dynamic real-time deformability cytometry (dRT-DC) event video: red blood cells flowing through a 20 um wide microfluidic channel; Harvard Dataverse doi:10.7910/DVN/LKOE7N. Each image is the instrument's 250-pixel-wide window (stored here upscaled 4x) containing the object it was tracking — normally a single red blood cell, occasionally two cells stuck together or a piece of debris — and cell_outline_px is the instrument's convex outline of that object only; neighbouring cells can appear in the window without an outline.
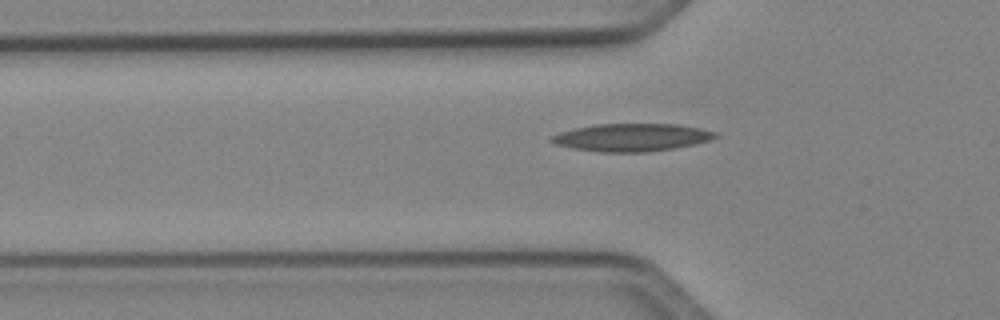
{"species": "Egyptian fruit bat (a non-hibernating species)", "species_latin": "Rousettus aegyptiacus", "temperature_condition": "cold", "stored_images_in_passage": 36, "camera_frame_rate_fps": 3000, "um_per_image_px": 0.085, "animal": {"sex": "female"}, "frame": {"image": 1, "passage_image": 3, "time_ms": 0.667, "image_size_px": [1000, 320], "cell_outline_px": [[720, 136], [708, 140], [692, 144], [672, 148], [648, 152], [600, 152], [572, 148], [556, 144], [548, 140], [552, 136], [560, 132], [572, 128], [596, 124], [676, 124], [700, 128], [716, 132]], "centroid_in_image_um": [53.66, 11.67], "position_along_channel_um": 72.1, "area_um2": 26.36}}
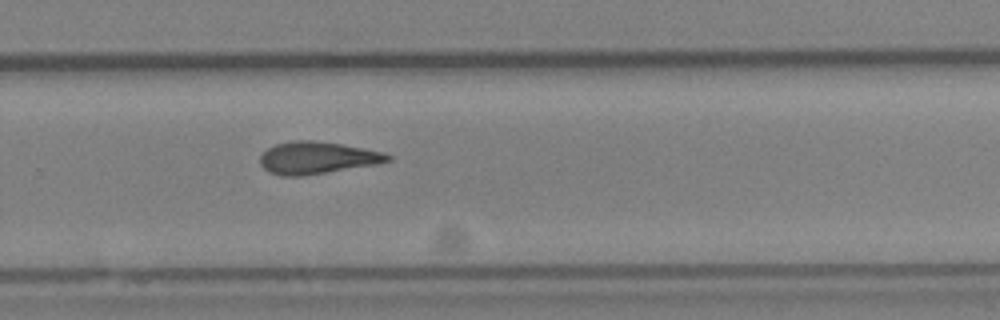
{"frame": {"image": 2, "passage_image": 20, "time_ms": 6.333, "image_size_px": [1000, 320], "cell_outline_px": [[392, 160], [376, 164], [300, 176], [284, 176], [268, 172], [260, 164], [260, 156], [268, 148], [276, 144], [292, 140], [312, 140], [340, 144], [384, 152], [392, 156]], "centroid_in_image_um": [26.94, 13.41], "position_along_channel_um": 302.9, "area_um2": 23.7}}
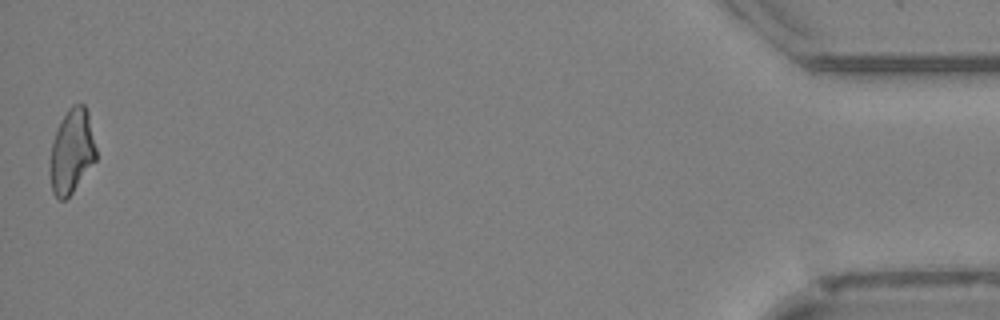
{"frame": {"image": 3, "passage_image": 36, "time_ms": 11.667, "image_size_px": [1000, 320], "cell_outline_px": [[96, 160], [72, 192], [64, 200], [60, 200], [52, 192], [48, 172], [48, 168], [52, 140], [56, 128], [60, 120], [68, 108], [72, 104], [84, 104], [88, 112], [96, 148]], "centroid_in_image_um": [6.06, 12.85], "position_along_channel_um": 429.1, "area_um2": 23.0}, "authors_computed_cell_mechanics": {"area_um2": 23.6113, "velocity_mm_per_s": 4.0856, "shape_relaxation_time_tau1_ms": null, "shape_relaxation_time_tau2_ms": 6.1382, "deformation_change_tau1": null, "deformation_change_tau2": 0.1669}}